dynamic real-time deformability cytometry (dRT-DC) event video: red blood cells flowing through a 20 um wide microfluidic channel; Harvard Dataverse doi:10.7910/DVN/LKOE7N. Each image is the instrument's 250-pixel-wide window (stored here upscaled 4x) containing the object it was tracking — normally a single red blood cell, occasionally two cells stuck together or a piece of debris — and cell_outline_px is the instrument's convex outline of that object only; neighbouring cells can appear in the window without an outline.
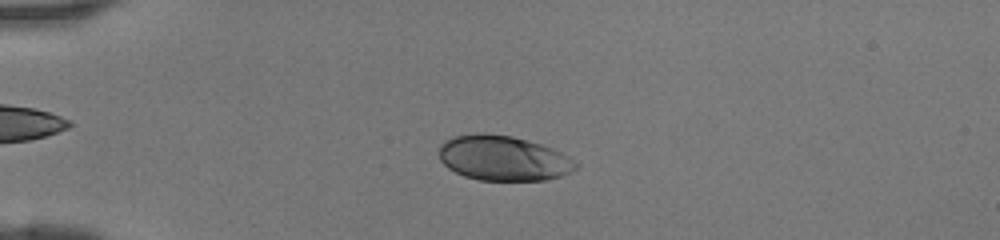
{"species": "human", "species_latin": "Homo sapiens", "temperature_condition": "room temperature", "stored_images_in_passage": 46, "camera_frame_rate_fps": 3000, "um_per_image_px": 0.085, "donor": {"sex": "female"}, "frame": {"image": 1, "passage_image": 12, "time_ms": 3.667, "image_size_px": [1000, 240], "cell_outline_px": [[580, 168], [560, 176], [544, 180], [480, 180], [464, 176], [448, 168], [440, 160], [440, 144], [444, 140], [456, 136], [476, 132], [484, 132], [512, 136], [528, 140], [552, 148], [568, 156], [580, 164]], "centroid_in_image_um": [42.79, 13.43], "position_along_channel_um": 42.2, "area_um2": 36.07}}
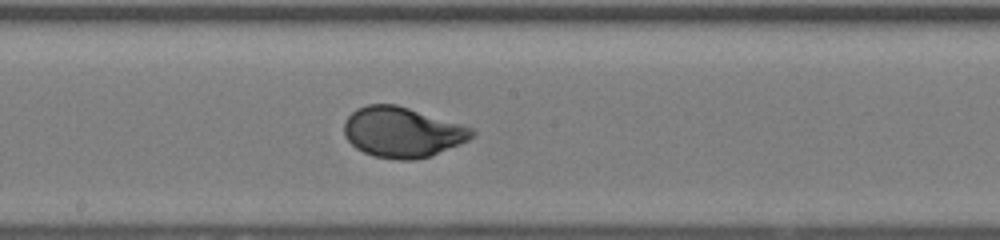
{"frame": {"image": 2, "passage_image": 26, "time_ms": 8.333, "image_size_px": [1000, 240], "cell_outline_px": [[476, 136], [468, 140], [432, 156], [416, 160], [396, 160], [372, 156], [356, 148], [344, 136], [344, 120], [356, 108], [368, 104], [396, 104], [460, 124], [472, 128], [476, 132]], "centroid_in_image_um": [34.18, 11.25], "position_along_channel_um": 214.0, "area_um2": 37.63}}
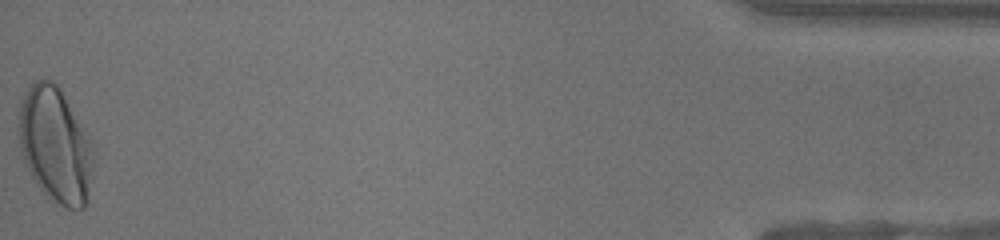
{"frame": {"image": 3, "passage_image": 46, "time_ms": 15.0, "image_size_px": [1000, 240], "cell_outline_px": [[92, 176], [88, 200], [84, 208], [68, 208], [44, 196], [36, 184], [24, 160], [20, 148], [20, 104], [24, 96], [32, 84], [36, 80], [52, 80], [60, 88], [92, 140]], "centroid_in_image_um": [4.73, 12.36], "position_along_channel_um": 430.5, "area_um2": 49.82}}